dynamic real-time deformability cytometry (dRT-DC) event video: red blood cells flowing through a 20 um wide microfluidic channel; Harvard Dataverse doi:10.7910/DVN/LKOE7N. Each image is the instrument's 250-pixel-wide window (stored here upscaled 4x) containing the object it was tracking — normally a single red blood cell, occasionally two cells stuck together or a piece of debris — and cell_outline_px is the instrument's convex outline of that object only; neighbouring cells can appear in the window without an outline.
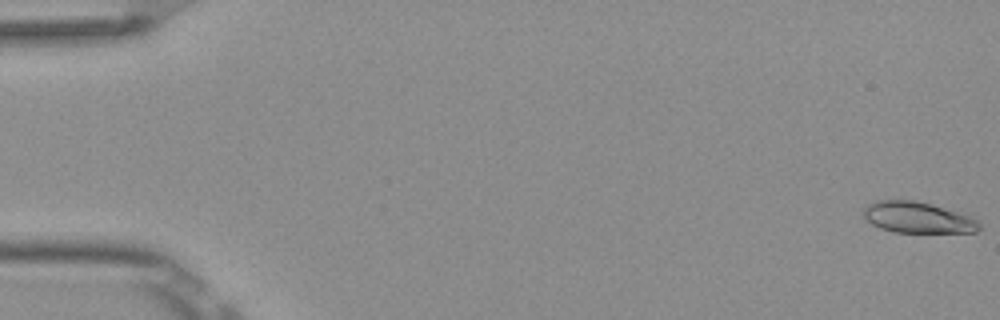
{"species": "Egyptian fruit bat (a non-hibernating species)", "species_latin": "Rousettus aegyptiacus", "temperature_condition": "room temperature", "stored_images_in_passage": 10, "camera_frame_rate_fps": 3000, "um_per_image_px": 0.085, "frame": {"image": 1, "passage_image": 1, "time_ms": 0.0, "image_size_px": [1000, 320], "cell_outline_px": [[980, 228], [976, 232], [892, 232], [880, 228], [872, 224], [864, 216], [864, 208], [868, 204], [876, 200], [916, 200], [932, 204], [972, 216], [980, 224]], "centroid_in_image_um": [78.01, 18.48], "position_along_channel_um": 7.0, "area_um2": 20.98}}
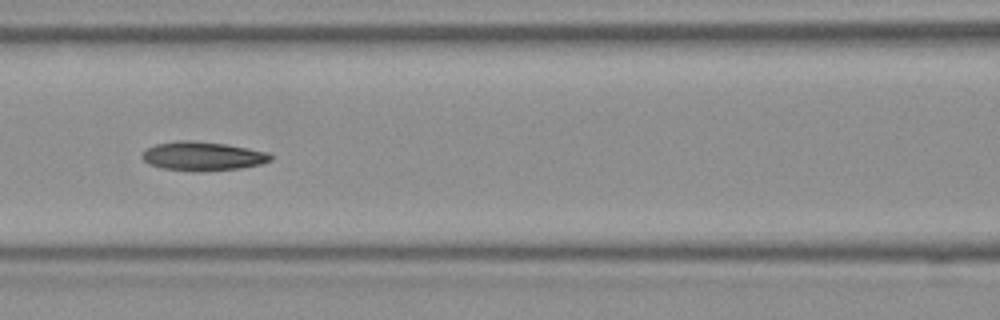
{"frame": {"image": 2, "passage_image": 7, "time_ms": 2.0, "image_size_px": [1000, 320], "cell_outline_px": [[272, 160], [260, 164], [240, 168], [200, 172], [192, 172], [160, 168], [148, 164], [140, 156], [148, 148], [156, 144], [176, 140], [192, 140], [224, 144], [248, 148], [268, 152], [272, 156]], "centroid_in_image_um": [17.2, 13.28], "position_along_channel_um": 149.4, "area_um2": 21.85}}
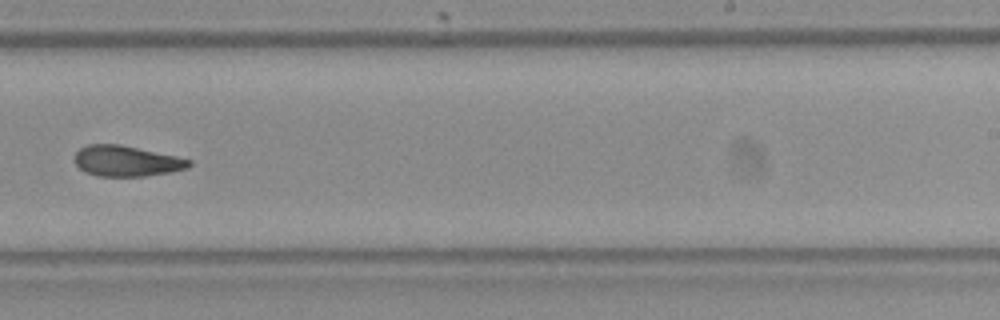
{"frame": {"image": 3, "passage_image": 10, "time_ms": 3.0, "image_size_px": [1000, 320], "cell_outline_px": [[192, 164], [188, 168], [168, 172], [144, 176], [96, 176], [84, 172], [72, 160], [72, 156], [80, 148], [88, 144], [120, 144], [176, 156], [192, 160]], "centroid_in_image_um": [10.7, 13.68], "position_along_channel_um": 278.3, "area_um2": 20.58}}